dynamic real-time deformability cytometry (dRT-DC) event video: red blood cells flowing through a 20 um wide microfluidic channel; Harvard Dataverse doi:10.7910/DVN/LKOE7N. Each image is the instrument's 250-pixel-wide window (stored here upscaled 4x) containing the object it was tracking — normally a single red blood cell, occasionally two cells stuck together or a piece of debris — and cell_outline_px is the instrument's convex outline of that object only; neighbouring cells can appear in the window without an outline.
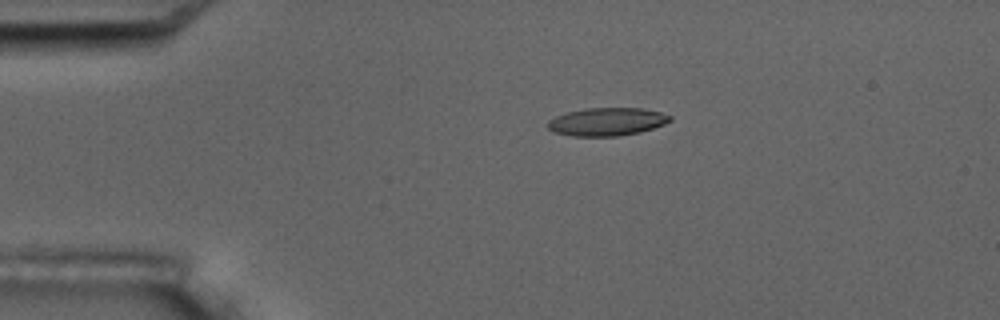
{"species": "common noctule bat (a hibernating species)", "species_latin": "Nyctalus noctula", "temperature_condition": "room temperature", "stored_images_in_passage": 3, "camera_frame_rate_fps": 3000, "um_per_image_px": 0.085, "animal": {"sex": "male", "body_mass_g": 17.5, "forearm_length_mm": 52.3}, "frame": {"image": 1, "passage_image": 1, "time_ms": 0.0, "image_size_px": [1000, 320], "cell_outline_px": [[672, 120], [664, 124], [640, 132], [616, 136], [572, 136], [552, 132], [548, 128], [548, 120], [564, 112], [584, 108], [644, 108], [660, 112], [672, 116]], "centroid_in_image_um": [51.56, 10.34], "position_along_channel_um": 33.4, "area_um2": 20.11}}
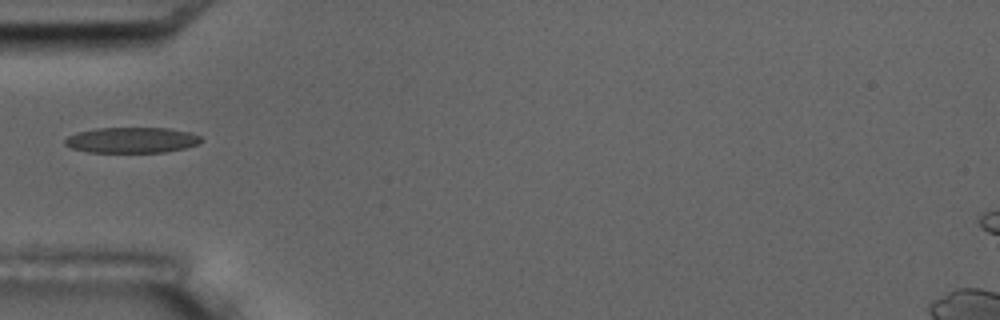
{"frame": {"image": 2, "passage_image": 3, "time_ms": 2.333, "image_size_px": [1000, 320], "cell_outline_px": [[204, 140], [196, 144], [184, 148], [164, 152], [88, 152], [72, 148], [64, 144], [64, 140], [68, 136], [76, 132], [96, 128], [168, 128], [188, 132], [200, 136]], "centroid_in_image_um": [11.17, 11.9], "position_along_channel_um": 73.8, "area_um2": 20.29}}